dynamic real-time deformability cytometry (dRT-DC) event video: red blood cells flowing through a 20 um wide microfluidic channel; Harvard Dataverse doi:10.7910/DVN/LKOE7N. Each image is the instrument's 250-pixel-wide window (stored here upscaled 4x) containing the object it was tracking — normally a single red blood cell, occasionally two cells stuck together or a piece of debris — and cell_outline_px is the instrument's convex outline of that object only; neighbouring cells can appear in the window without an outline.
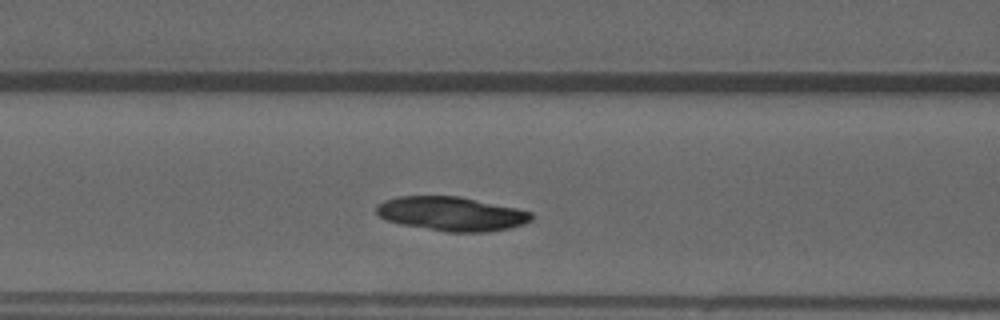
{"species": "common noctule bat (a hibernating species)", "species_latin": "Nyctalus noctula", "temperature_condition": "warm", "stored_images_in_passage": 41, "segment_of_instrument_passage": [1, 2], "camera_frame_rate_fps": 3000, "um_per_image_px": 0.085, "animal": {"sex": "male", "forearm_length_mm": 52.5}, "frame": {"image": 1, "passage_image": 8, "time_ms": 2.333, "image_size_px": [1000, 320], "cell_outline_px": [[532, 220], [524, 224], [508, 228], [488, 232], [448, 232], [400, 224], [388, 220], [380, 216], [376, 212], [376, 204], [384, 200], [396, 196], [460, 196], [516, 208], [532, 212]], "centroid_in_image_um": [38.37, 18.17], "position_along_channel_um": 128.2, "area_um2": 30.87}}
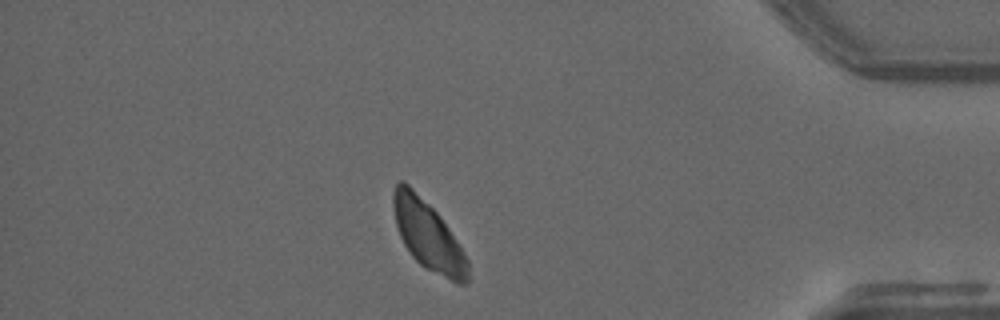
{"frame": {"image": 2, "passage_image": 33, "time_ms": 10.667, "image_size_px": [1000, 320], "cell_outline_px": [[468, 284], [456, 284], [424, 268], [412, 256], [404, 244], [400, 236], [396, 224], [392, 208], [392, 196], [396, 184], [400, 180], [404, 180], [440, 216], [448, 228], [468, 260]], "centroid_in_image_um": [36.37, 20.04], "position_along_channel_um": 398.8, "area_um2": 29.88}}